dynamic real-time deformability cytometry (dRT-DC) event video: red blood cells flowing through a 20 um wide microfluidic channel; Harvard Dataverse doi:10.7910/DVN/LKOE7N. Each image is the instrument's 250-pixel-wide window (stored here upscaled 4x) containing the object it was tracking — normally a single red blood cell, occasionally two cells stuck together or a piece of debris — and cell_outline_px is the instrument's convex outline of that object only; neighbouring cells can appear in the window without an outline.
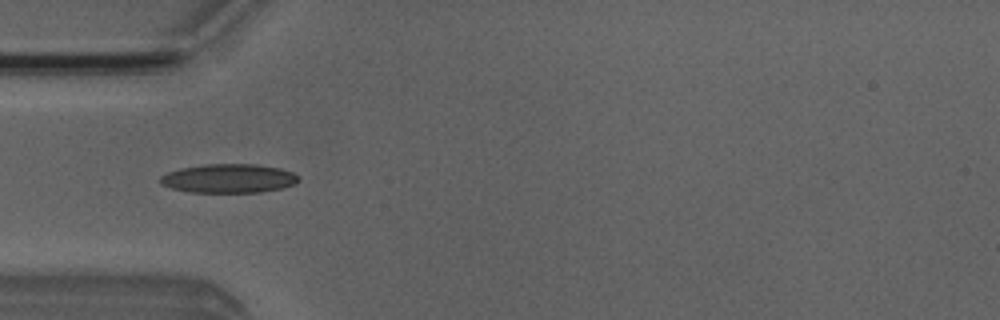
{"species": "Egyptian fruit bat (a non-hibernating species)", "species_latin": "Rousettus aegyptiacus", "temperature_condition": "room temperature", "stored_images_in_passage": 5, "camera_frame_rate_fps": 3000, "um_per_image_px": 0.085, "animal": {"sex": "male"}, "frame": {"image": 1, "passage_image": 3, "time_ms": 3.333, "image_size_px": [1000, 320], "cell_outline_px": [[300, 180], [296, 184], [280, 188], [260, 192], [192, 192], [172, 188], [160, 184], [160, 176], [168, 172], [180, 168], [204, 164], [256, 164], [280, 168], [292, 172]], "centroid_in_image_um": [19.43, 15.16], "position_along_channel_um": 65.6, "area_um2": 23.24}}